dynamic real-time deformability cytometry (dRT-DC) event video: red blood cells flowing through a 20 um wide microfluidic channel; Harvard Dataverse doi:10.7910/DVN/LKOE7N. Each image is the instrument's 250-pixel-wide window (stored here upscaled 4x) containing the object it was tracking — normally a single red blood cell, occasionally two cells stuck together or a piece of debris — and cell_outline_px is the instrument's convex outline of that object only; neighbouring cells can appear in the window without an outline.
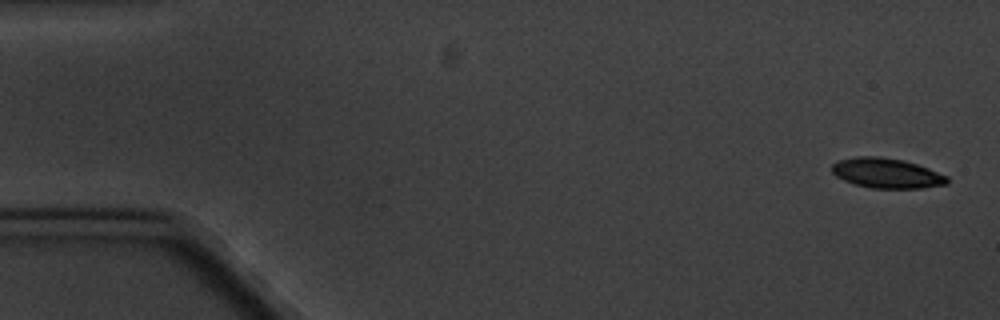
{"species": "common noctule bat (a hibernating species)", "species_latin": "Nyctalus noctula", "temperature_condition": "cold", "stored_images_in_passage": 10, "camera_frame_rate_fps": 3000, "um_per_image_px": 0.085, "animal": {"sex": "male", "body_mass_g": 20.1, "forearm_length_mm": 53.5}, "frame": {"image": 1, "passage_image": 1, "time_ms": 0.0, "image_size_px": [1000, 320], "cell_outline_px": [[948, 184], [920, 188], [872, 188], [856, 184], [844, 180], [836, 176], [832, 172], [832, 164], [836, 160], [856, 156], [880, 156], [904, 160], [928, 168], [948, 176]], "centroid_in_image_um": [75.35, 14.7], "position_along_channel_um": 9.6, "area_um2": 20.17}}
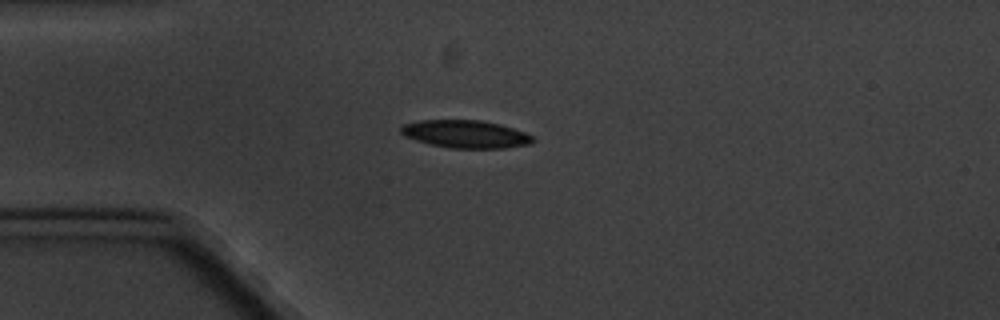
{"frame": {"image": 2, "passage_image": 5, "time_ms": 4.333, "image_size_px": [1000, 320], "cell_outline_px": [[536, 140], [528, 144], [504, 148], [448, 148], [416, 140], [404, 136], [400, 132], [400, 124], [420, 120], [480, 120], [500, 124], [524, 132], [532, 136]], "centroid_in_image_um": [39.54, 11.39], "position_along_channel_um": 45.5, "area_um2": 21.33}}